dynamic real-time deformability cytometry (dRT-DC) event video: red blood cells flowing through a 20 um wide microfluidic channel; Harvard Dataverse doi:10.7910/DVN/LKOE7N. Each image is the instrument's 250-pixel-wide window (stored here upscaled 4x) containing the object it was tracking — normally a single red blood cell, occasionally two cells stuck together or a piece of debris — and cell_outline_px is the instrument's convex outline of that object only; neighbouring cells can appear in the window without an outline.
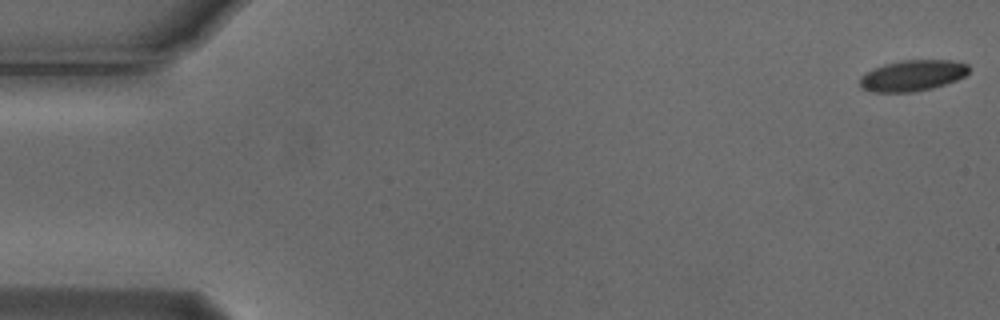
{"species": "Egyptian fruit bat (a non-hibernating species)", "species_latin": "Rousettus aegyptiacus", "temperature_condition": "cold", "stored_images_in_passage": 9, "camera_frame_rate_fps": 3000, "um_per_image_px": 0.085, "animal": {"sex": "male"}, "frame": {"image": 1, "passage_image": 1, "time_ms": 0.0, "image_size_px": [1000, 320], "cell_outline_px": [[968, 72], [964, 76], [956, 80], [932, 88], [912, 92], [876, 92], [864, 88], [860, 84], [860, 76], [864, 72], [872, 68], [884, 64], [900, 60], [952, 60], [968, 64]], "centroid_in_image_um": [77.54, 6.41], "position_along_channel_um": 7.5, "area_um2": 19.65}}
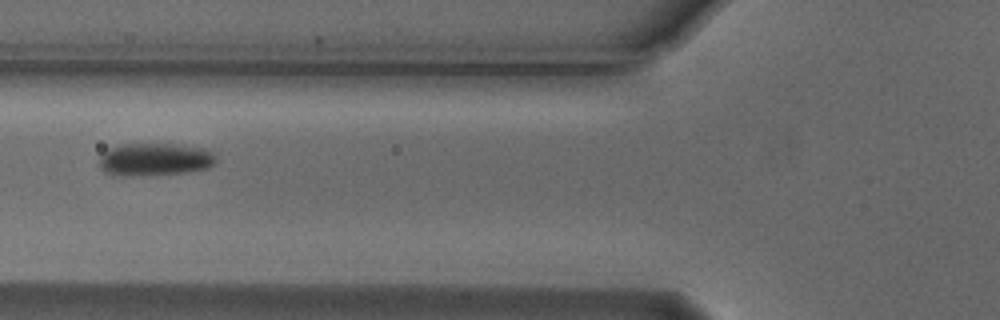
{"frame": {"image": 2, "passage_image": 6, "time_ms": 1.667, "image_size_px": [1000, 320], "cell_outline_px": [[216, 164], [208, 168], [184, 172], [136, 176], [120, 176], [104, 172], [100, 168], [100, 156], [108, 148], [120, 144], [172, 144], [200, 148], [212, 152], [216, 156]], "centroid_in_image_um": [13.13, 13.55], "position_along_channel_um": 112.7, "area_um2": 22.25}}
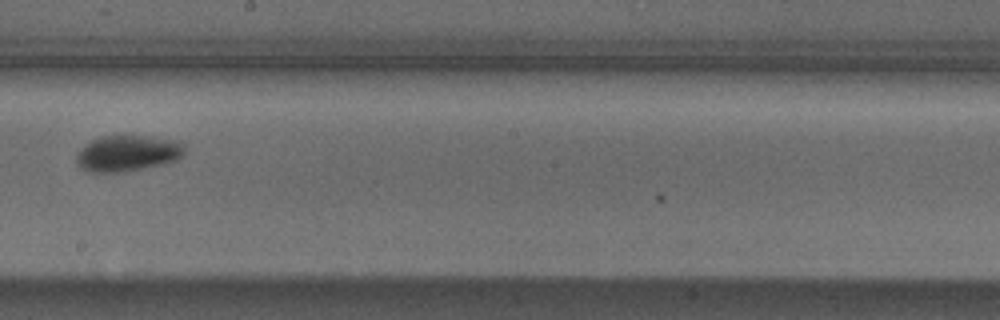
{"frame": {"image": 3, "passage_image": 9, "time_ms": 2.667, "image_size_px": [1000, 320], "cell_outline_px": [[184, 152], [176, 160], [160, 164], [124, 172], [88, 172], [76, 164], [76, 156], [84, 144], [92, 140], [104, 136], [144, 136], [180, 140], [184, 144]], "centroid_in_image_um": [10.83, 13.02], "position_along_channel_um": 237.4, "area_um2": 22.6}}